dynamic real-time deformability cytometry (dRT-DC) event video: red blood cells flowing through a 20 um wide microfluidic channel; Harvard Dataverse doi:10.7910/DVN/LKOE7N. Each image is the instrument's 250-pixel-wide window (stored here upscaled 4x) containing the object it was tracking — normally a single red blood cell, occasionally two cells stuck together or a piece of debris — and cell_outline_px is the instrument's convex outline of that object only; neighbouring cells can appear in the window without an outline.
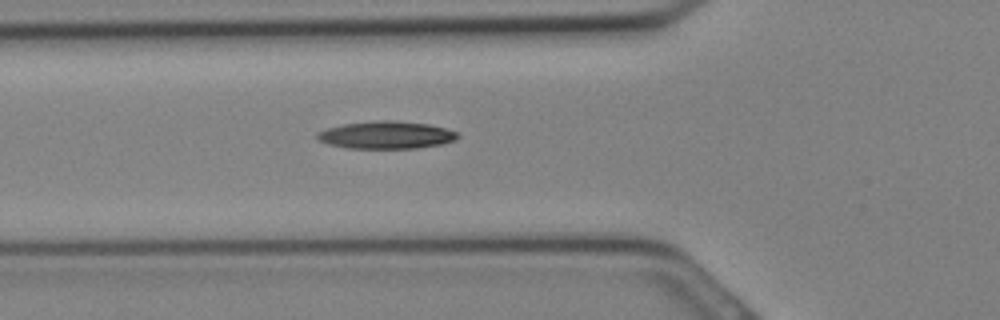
{"species": "Egyptian fruit bat (a non-hibernating species)", "species_latin": "Rousettus aegyptiacus", "temperature_condition": "cold", "stored_images_in_passage": 7, "camera_frame_rate_fps": 3000, "um_per_image_px": 0.085, "animal": {"sex": "female"}, "frame": {"image": 1, "passage_image": 3, "time_ms": 0.667, "image_size_px": [1000, 320], "cell_outline_px": [[460, 136], [456, 140], [440, 144], [416, 148], [348, 148], [328, 144], [320, 140], [316, 136], [316, 132], [328, 128], [344, 124], [376, 120], [392, 120], [428, 124], [444, 128], [456, 132]], "centroid_in_image_um": [32.82, 11.47], "position_along_channel_um": 93.0, "area_um2": 22.37}}
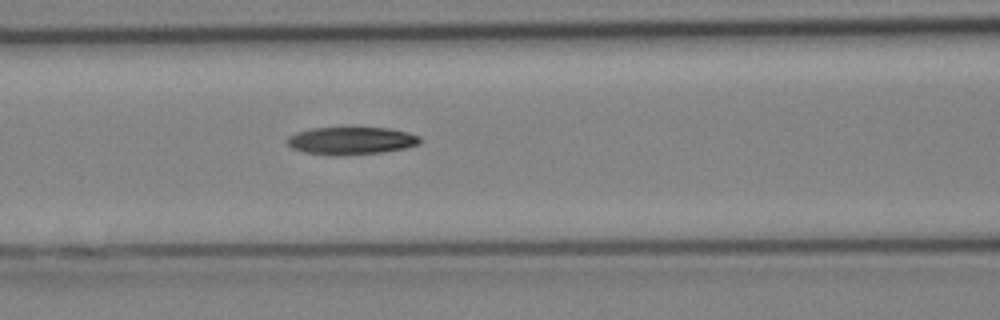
{"frame": {"image": 2, "passage_image": 5, "time_ms": 1.333, "image_size_px": [1000, 320], "cell_outline_px": [[420, 144], [404, 148], [380, 152], [304, 152], [292, 148], [284, 140], [288, 136], [296, 132], [312, 128], [388, 128], [408, 132], [420, 136]], "centroid_in_image_um": [29.87, 11.9], "position_along_channel_um": 136.7, "area_um2": 20.23}}
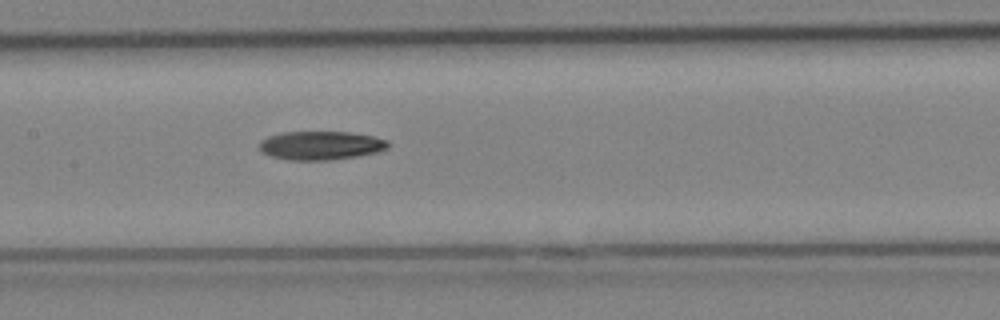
{"frame": {"image": 3, "passage_image": 7, "time_ms": 2.0, "image_size_px": [1000, 320], "cell_outline_px": [[388, 148], [376, 152], [356, 156], [332, 160], [288, 160], [272, 156], [260, 152], [260, 140], [268, 136], [284, 132], [348, 132], [372, 136], [388, 140]], "centroid_in_image_um": [27.24, 12.36], "position_along_channel_um": 180.2, "area_um2": 21.44}}